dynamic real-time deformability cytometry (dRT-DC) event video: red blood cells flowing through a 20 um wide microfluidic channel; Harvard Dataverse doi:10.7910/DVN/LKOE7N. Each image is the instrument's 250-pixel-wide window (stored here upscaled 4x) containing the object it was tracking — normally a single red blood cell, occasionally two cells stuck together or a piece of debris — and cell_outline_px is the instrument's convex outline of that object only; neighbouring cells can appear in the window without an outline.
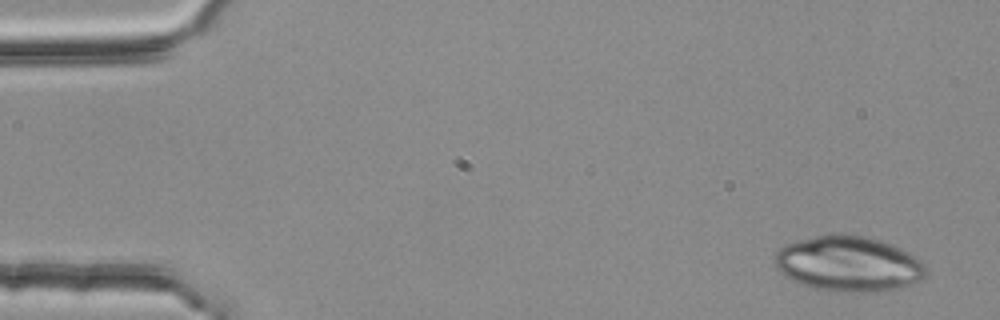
{"species": "common noctule bat (a hibernating species)", "species_latin": "Nyctalus noctula", "temperature_condition": "room temperature", "stored_images_in_passage": 4, "camera_frame_rate_fps": 3000, "um_per_image_px": 0.085, "animal": {"sex": "female", "body_mass_g": 25.1}, "frame": {"image": 1, "passage_image": 1, "time_ms": 0.0, "image_size_px": [1000, 320], "cell_outline_px": [[928, 276], [920, 280], [896, 288], [872, 292], [860, 292], [812, 288], [792, 280], [784, 276], [776, 268], [776, 252], [784, 244], [816, 236], [836, 232], [840, 232], [864, 236], [880, 240], [892, 244], [908, 252], [920, 260], [928, 268]], "centroid_in_image_um": [72.14, 22.4], "position_along_channel_um": 12.9, "area_um2": 48.78}}